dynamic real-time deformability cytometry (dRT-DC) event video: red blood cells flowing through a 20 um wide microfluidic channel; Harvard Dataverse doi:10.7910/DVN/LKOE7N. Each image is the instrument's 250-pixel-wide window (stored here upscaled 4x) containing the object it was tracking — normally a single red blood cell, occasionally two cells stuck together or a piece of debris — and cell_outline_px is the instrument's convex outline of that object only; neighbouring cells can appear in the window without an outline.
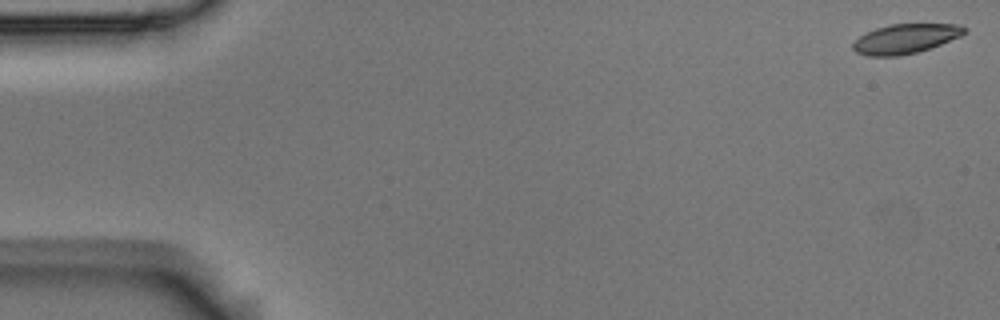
{"species": "Egyptian fruit bat (a non-hibernating species)", "species_latin": "Rousettus aegyptiacus", "temperature_condition": "room temperature", "stored_images_in_passage": 55, "camera_frame_rate_fps": 3000, "um_per_image_px": 0.085, "animal": {"sex": "male"}, "frame": {"image": 1, "passage_image": 1, "time_ms": 0.0, "image_size_px": [1000, 320], "cell_outline_px": [[968, 28], [960, 36], [940, 44], [916, 52], [900, 56], [868, 56], [856, 52], [852, 48], [852, 44], [860, 36], [876, 28], [892, 24], [956, 24]], "centroid_in_image_um": [76.94, 3.29], "position_along_channel_um": 8.1, "area_um2": 18.9}}
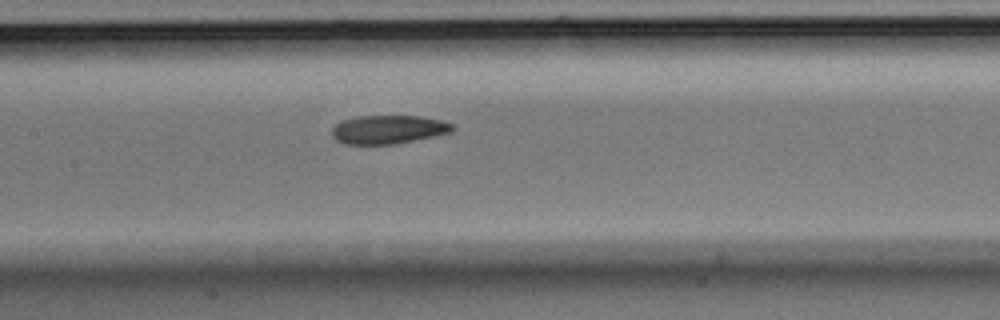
{"frame": {"image": 2, "passage_image": 26, "time_ms": 8.333, "image_size_px": [1000, 320], "cell_outline_px": [[456, 128], [452, 132], [396, 144], [344, 144], [336, 140], [332, 136], [332, 128], [336, 124], [344, 120], [360, 116], [420, 116], [440, 120], [452, 124]], "centroid_in_image_um": [33.01, 11.01], "position_along_channel_um": 174.4, "area_um2": 20.0}}
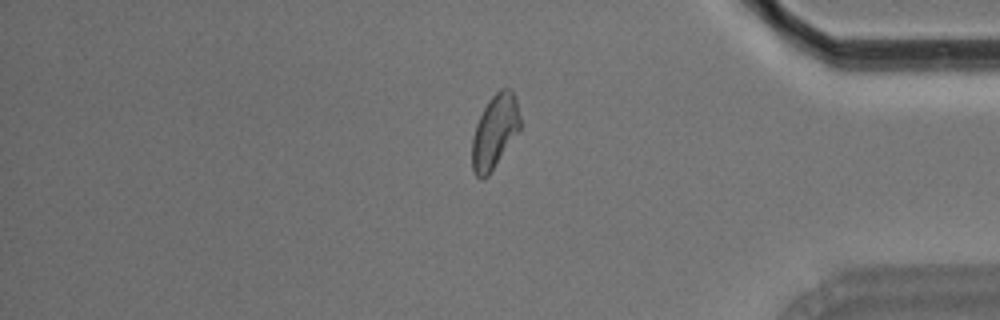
{"frame": {"image": 3, "passage_image": 46, "time_ms": 15.0, "image_size_px": [1000, 320], "cell_outline_px": [[520, 128], [488, 176], [480, 180], [476, 176], [472, 168], [472, 136], [476, 124], [488, 100], [500, 88], [512, 88], [516, 100], [520, 116]], "centroid_in_image_um": [42.04, 11.17], "position_along_channel_um": 393.2, "area_um2": 20.46}, "authors_computed_cell_mechanics": {"area_um2": 20.6346, "velocity_mm_per_s": 3.6646, "shape_relaxation_time_tau1_ms": 4.2508, "shape_relaxation_time_tau2_ms": 3.7564, "deformation_change_tau1": 0.1384, "deformation_change_tau2": 0.1041}}